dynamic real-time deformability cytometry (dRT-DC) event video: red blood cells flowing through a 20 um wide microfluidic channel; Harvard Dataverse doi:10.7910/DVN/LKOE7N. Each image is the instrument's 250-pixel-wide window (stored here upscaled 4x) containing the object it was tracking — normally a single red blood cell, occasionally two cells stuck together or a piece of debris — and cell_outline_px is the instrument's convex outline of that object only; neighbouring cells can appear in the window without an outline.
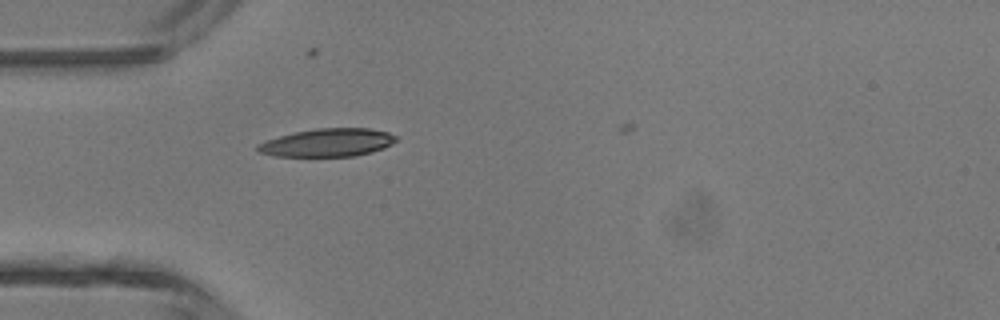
{"species": "common noctule bat (a hibernating species)", "species_latin": "Nyctalus noctula", "temperature_condition": "room temperature", "stored_images_in_passage": 25, "camera_frame_rate_fps": 3000, "um_per_image_px": 0.085, "animal": {"sex": "male", "body_mass_g": 13.3}, "frame": {"image": 1, "passage_image": 1, "time_ms": 0.0, "image_size_px": [1000, 320], "cell_outline_px": [[400, 140], [384, 148], [372, 152], [356, 156], [276, 156], [260, 152], [256, 148], [256, 144], [280, 136], [296, 132], [316, 128], [368, 128], [388, 132], [400, 136]], "centroid_in_image_um": [27.93, 12.12], "position_along_channel_um": 57.1, "area_um2": 22.72}}
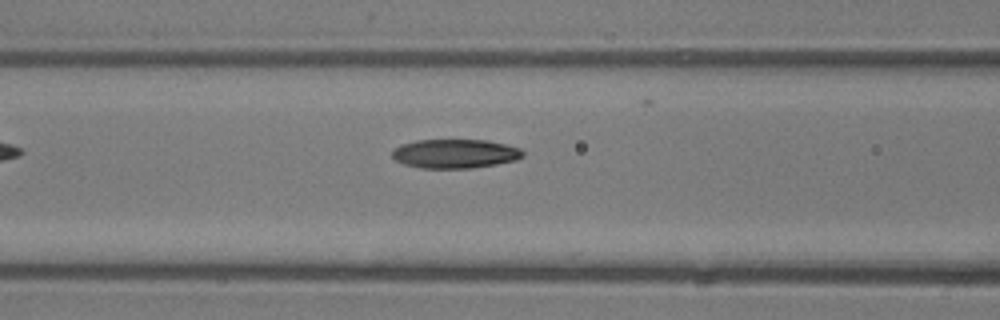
{"frame": {"image": 2, "passage_image": 6, "time_ms": 1.667, "image_size_px": [1000, 320], "cell_outline_px": [[524, 156], [516, 160], [496, 164], [472, 168], [420, 168], [404, 164], [396, 160], [392, 156], [392, 148], [400, 144], [416, 140], [488, 140], [520, 148], [524, 152]], "centroid_in_image_um": [38.66, 13.06], "position_along_channel_um": 127.9, "area_um2": 22.25}}
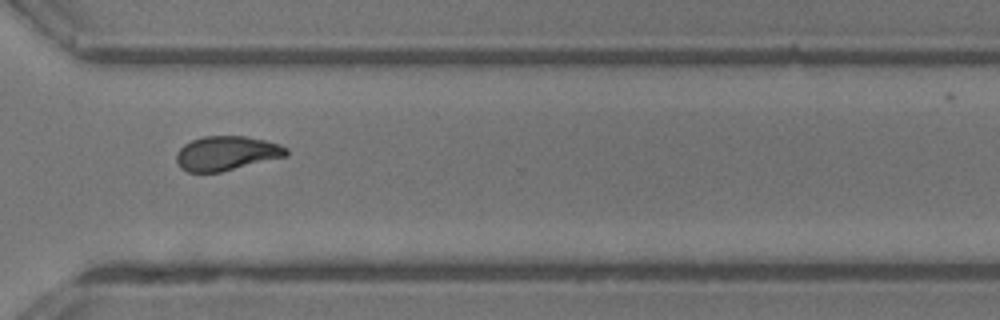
{"frame": {"image": 3, "passage_image": 21, "time_ms": 6.667, "image_size_px": [1000, 320], "cell_outline_px": [[288, 156], [220, 172], [188, 172], [180, 168], [176, 160], [176, 152], [184, 144], [192, 140], [204, 136], [244, 136], [264, 140], [280, 144], [288, 148]], "centroid_in_image_um": [19.26, 13.03], "position_along_channel_um": 351.3, "area_um2": 22.08}}